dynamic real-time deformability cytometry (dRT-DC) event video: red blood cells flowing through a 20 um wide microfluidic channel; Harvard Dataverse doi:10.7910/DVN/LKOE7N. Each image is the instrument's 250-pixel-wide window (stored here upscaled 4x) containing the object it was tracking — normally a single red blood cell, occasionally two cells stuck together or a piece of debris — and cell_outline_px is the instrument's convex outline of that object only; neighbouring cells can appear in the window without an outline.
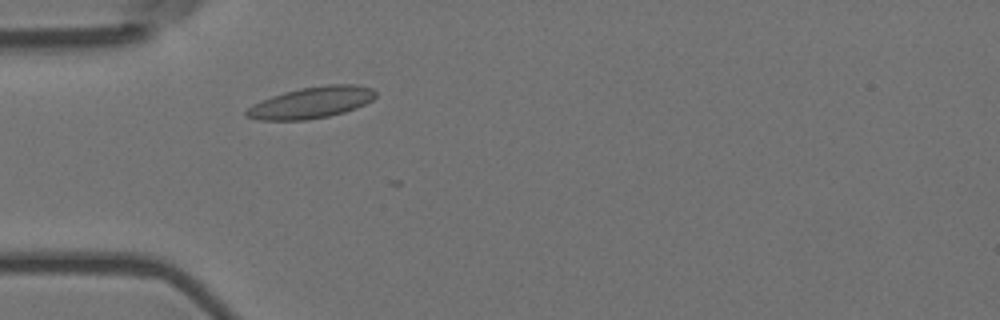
{"species": "Egyptian fruit bat (a non-hibernating species)", "species_latin": "Rousettus aegyptiacus", "temperature_condition": "room temperature", "stored_images_in_passage": 4, "camera_frame_rate_fps": 3000, "um_per_image_px": 0.085, "animal": {"sex": "female"}, "frame": {"image": 1, "passage_image": 3, "time_ms": 0.667, "image_size_px": [1000, 320], "cell_outline_px": [[376, 96], [372, 100], [356, 108], [344, 112], [328, 116], [308, 120], [260, 120], [244, 116], [244, 112], [252, 104], [272, 96], [284, 92], [300, 88], [328, 84], [356, 84], [372, 88], [376, 92]], "centroid_in_image_um": [26.46, 8.72], "position_along_channel_um": 58.5, "area_um2": 23.7}}